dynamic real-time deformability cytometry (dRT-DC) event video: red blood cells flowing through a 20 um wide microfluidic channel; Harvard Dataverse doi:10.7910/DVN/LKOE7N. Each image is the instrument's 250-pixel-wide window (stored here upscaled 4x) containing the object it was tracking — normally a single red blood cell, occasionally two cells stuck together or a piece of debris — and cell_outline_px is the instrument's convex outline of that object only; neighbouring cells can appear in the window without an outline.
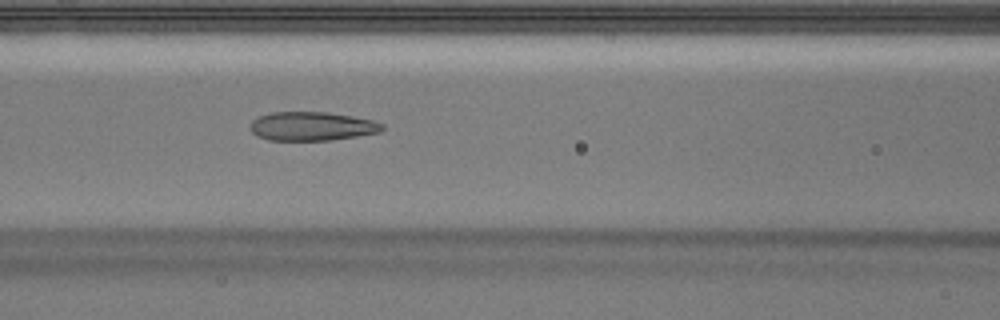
{"species": "Egyptian fruit bat (a non-hibernating species)", "species_latin": "Rousettus aegyptiacus", "temperature_condition": "warm", "stored_images_in_passage": 51, "camera_frame_rate_fps": 3000, "um_per_image_px": 0.085, "animal": {"sex": "male"}, "frame": {"image": 1, "passage_image": 22, "time_ms": 7.0, "image_size_px": [1000, 320], "cell_outline_px": [[384, 128], [380, 132], [332, 140], [268, 140], [256, 136], [248, 128], [248, 124], [252, 120], [260, 116], [272, 112], [328, 112], [352, 116], [372, 120], [384, 124]], "centroid_in_image_um": [26.47, 10.73], "position_along_channel_um": 140.1, "area_um2": 22.31}, "authors_computed_cell_mechanics": {"area_um2": 23.5246, "velocity_mm_per_s": 4.002, "shape_relaxation_time_tau1_ms": null, "shape_relaxation_time_tau2_ms": 1.2235, "deformation_change_tau1": null, "deformation_change_tau2": 0.0913}}